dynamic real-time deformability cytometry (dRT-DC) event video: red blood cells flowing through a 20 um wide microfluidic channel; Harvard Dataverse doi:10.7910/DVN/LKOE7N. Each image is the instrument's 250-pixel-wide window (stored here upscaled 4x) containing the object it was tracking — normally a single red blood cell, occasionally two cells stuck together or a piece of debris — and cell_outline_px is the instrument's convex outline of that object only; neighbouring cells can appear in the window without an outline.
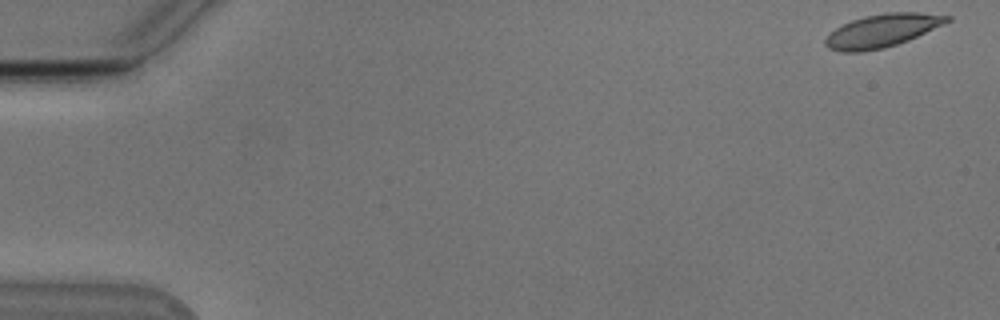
{"species": "Egyptian fruit bat (a non-hibernating species)", "species_latin": "Rousettus aegyptiacus", "temperature_condition": "cold", "stored_images_in_passage": 12, "camera_frame_rate_fps": 3000, "um_per_image_px": 0.085, "animal": {"sex": "male"}, "frame": {"image": 1, "passage_image": 1, "time_ms": 0.0, "image_size_px": [1000, 320], "cell_outline_px": [[952, 20], [944, 24], [908, 40], [884, 48], [864, 52], [840, 52], [828, 48], [824, 44], [824, 40], [836, 28], [852, 20], [864, 16], [884, 12], [920, 12], [952, 16]], "centroid_in_image_um": [74.99, 2.6], "position_along_channel_um": 10.0, "area_um2": 23.47}}